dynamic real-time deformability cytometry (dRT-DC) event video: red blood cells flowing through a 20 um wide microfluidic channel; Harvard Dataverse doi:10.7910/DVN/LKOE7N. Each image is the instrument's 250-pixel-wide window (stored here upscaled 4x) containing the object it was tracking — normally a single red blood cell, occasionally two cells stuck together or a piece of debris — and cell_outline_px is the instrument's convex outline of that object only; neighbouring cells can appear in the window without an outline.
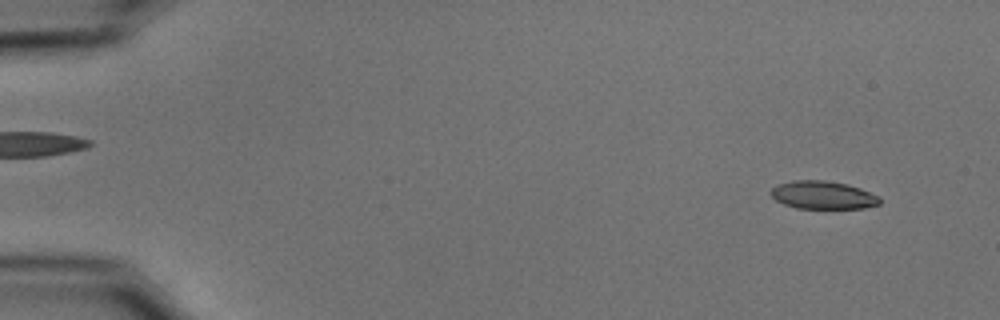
{"species": "common noctule bat (a hibernating species)", "species_latin": "Nyctalus noctula", "temperature_condition": "cold", "stored_images_in_passage": 54, "camera_frame_rate_fps": 3000, "um_per_image_px": 0.085, "animal": {"sex": "male", "body_mass_g": 15.6}, "frame": {"image": 1, "passage_image": 4, "time_ms": 1.0, "image_size_px": [1000, 320], "cell_outline_px": [[880, 204], [864, 208], [796, 208], [784, 204], [776, 200], [768, 192], [776, 184], [792, 180], [824, 180], [848, 184], [860, 188], [880, 196]], "centroid_in_image_um": [69.93, 16.57], "position_along_channel_um": 15.1, "area_um2": 17.92}}
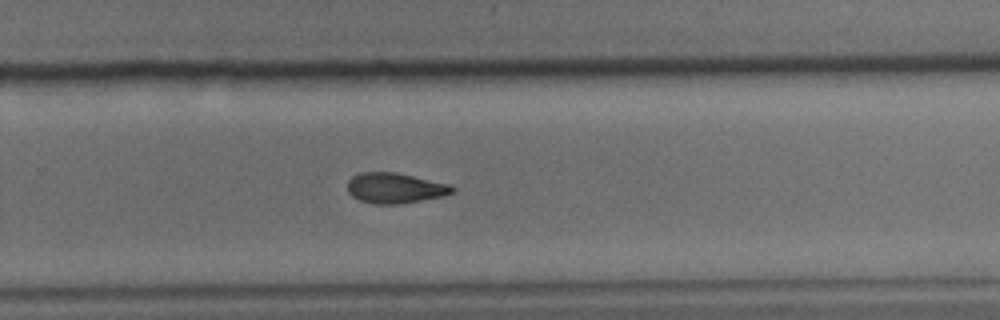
{"frame": {"image": 2, "passage_image": 36, "time_ms": 11.667, "image_size_px": [1000, 320], "cell_outline_px": [[456, 192], [444, 196], [400, 204], [376, 204], [360, 200], [352, 196], [348, 192], [348, 180], [352, 176], [360, 172], [396, 172], [452, 184], [456, 188]], "centroid_in_image_um": [33.63, 15.98], "position_along_channel_um": 296.2, "area_um2": 18.84}}
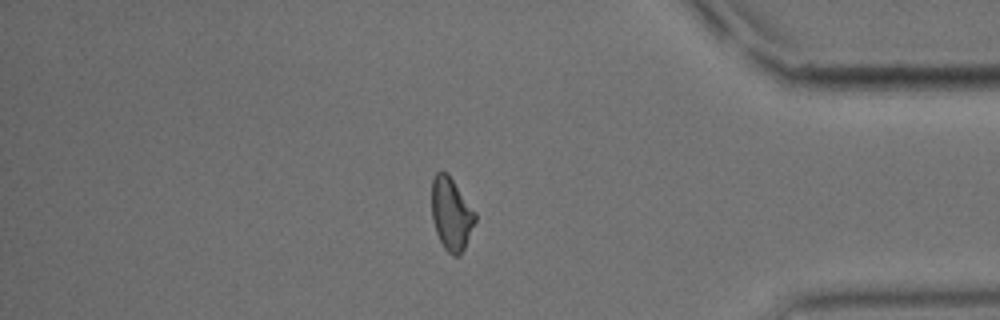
{"frame": {"image": 3, "passage_image": 46, "time_ms": 15.0, "image_size_px": [1000, 320], "cell_outline_px": [[476, 220], [464, 248], [460, 256], [452, 256], [444, 248], [436, 232], [432, 220], [432, 176], [436, 172], [448, 172], [476, 212]], "centroid_in_image_um": [38.36, 18.16], "position_along_channel_um": 396.8, "area_um2": 18.55}, "authors_computed_cell_mechanics": {"area_um2": 18.8428, "velocity_mm_per_s": 3.7576, "shape_relaxation_time_tau1_ms": null, "shape_relaxation_time_tau2_ms": 5.6371, "deformation_change_tau1": null, "deformation_change_tau2": 0.1382}}